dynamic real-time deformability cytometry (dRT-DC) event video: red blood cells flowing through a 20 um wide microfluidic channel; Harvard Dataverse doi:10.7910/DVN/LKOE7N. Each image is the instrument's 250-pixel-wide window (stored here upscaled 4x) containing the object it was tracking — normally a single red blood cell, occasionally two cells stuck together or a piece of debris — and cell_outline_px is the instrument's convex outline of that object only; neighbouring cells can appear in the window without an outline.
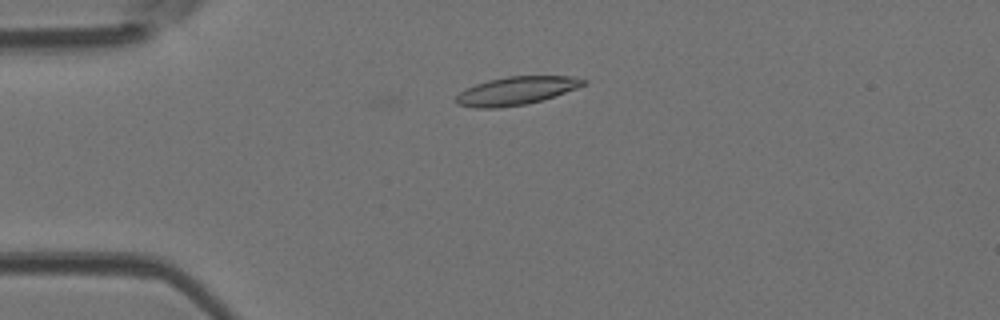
{"species": "Egyptian fruit bat (a non-hibernating species)", "species_latin": "Rousettus aegyptiacus", "temperature_condition": "room temperature", "stored_images_in_passage": 3, "camera_frame_rate_fps": 3000, "um_per_image_px": 0.085, "animal": {"sex": "female"}, "frame": {"image": 1, "passage_image": 2, "time_ms": 0.333, "image_size_px": [1000, 320], "cell_outline_px": [[588, 84], [540, 100], [524, 104], [496, 108], [476, 108], [456, 104], [456, 96], [464, 88], [488, 80], [508, 76], [572, 76], [588, 80]], "centroid_in_image_um": [43.86, 7.7], "position_along_channel_um": 41.1, "area_um2": 20.75}}